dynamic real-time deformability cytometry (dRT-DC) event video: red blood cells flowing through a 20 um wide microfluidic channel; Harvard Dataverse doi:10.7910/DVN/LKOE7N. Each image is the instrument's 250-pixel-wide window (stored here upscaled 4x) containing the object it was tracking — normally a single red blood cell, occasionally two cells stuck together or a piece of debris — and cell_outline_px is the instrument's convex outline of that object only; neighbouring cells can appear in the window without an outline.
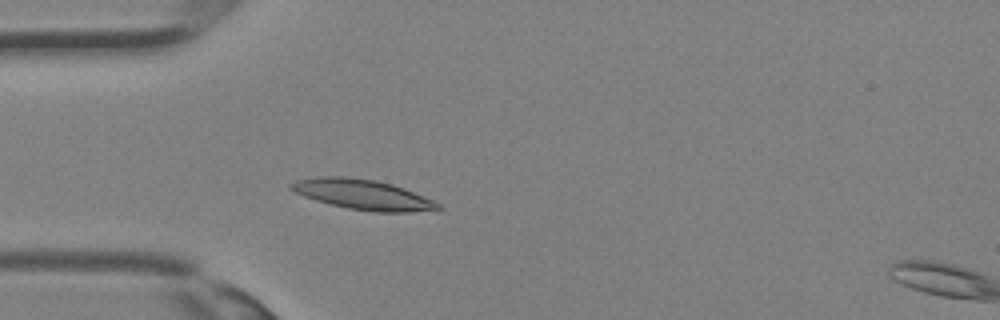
{"species": "Egyptian fruit bat (a non-hibernating species)", "species_latin": "Rousettus aegyptiacus", "temperature_condition": "room temperature", "stored_images_in_passage": 24, "camera_frame_rate_fps": 3000, "um_per_image_px": 0.085, "animal": {"sex": "female"}, "frame": {"image": 1, "passage_image": 3, "time_ms": 0.667, "image_size_px": [1000, 320], "cell_outline_px": [[444, 208], [440, 212], [376, 212], [348, 208], [316, 200], [304, 196], [288, 188], [288, 184], [296, 180], [320, 176], [344, 176], [376, 180], [392, 184], [404, 188], [432, 200], [440, 204]], "centroid_in_image_um": [30.91, 16.55], "position_along_channel_um": 54.1, "area_um2": 26.01}}
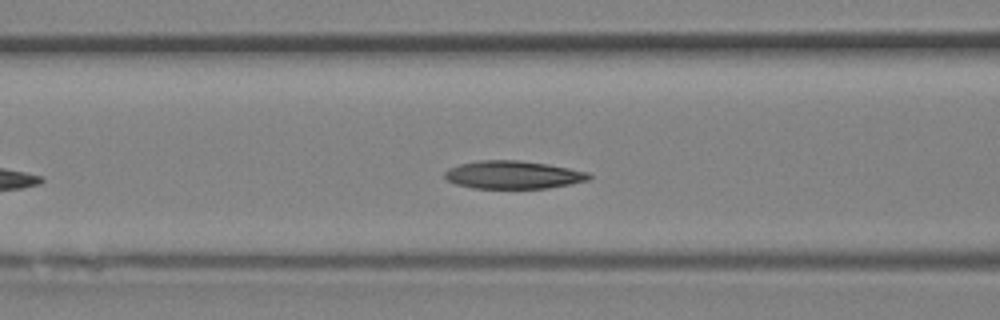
{"frame": {"image": 2, "passage_image": 7, "time_ms": 2.0, "image_size_px": [1000, 320], "cell_outline_px": [[592, 176], [588, 180], [548, 188], [472, 188], [456, 184], [448, 180], [444, 176], [444, 172], [448, 168], [460, 164], [480, 160], [516, 160], [548, 164], [588, 172]], "centroid_in_image_um": [43.59, 14.86], "position_along_channel_um": 123.0, "area_um2": 23.35}}
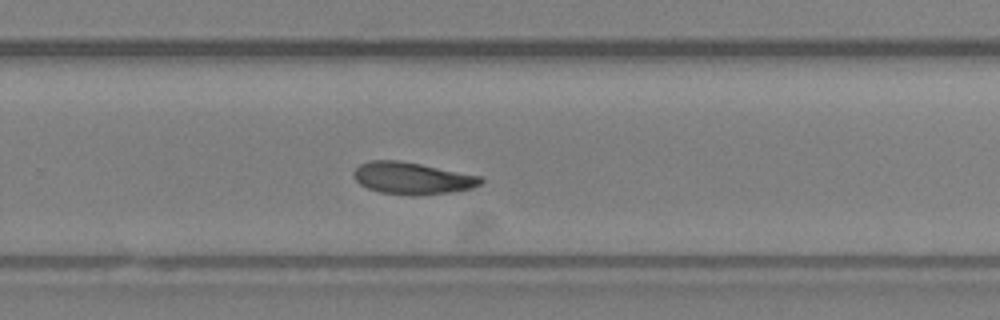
{"frame": {"image": 3, "passage_image": 16, "time_ms": 5.0, "image_size_px": [1000, 320], "cell_outline_px": [[484, 180], [480, 184], [472, 188], [452, 192], [412, 196], [380, 192], [368, 188], [360, 184], [356, 180], [352, 172], [360, 164], [368, 160], [400, 160], [480, 176]], "centroid_in_image_um": [35.01, 15.15], "position_along_channel_um": 294.8, "area_um2": 23.64}}